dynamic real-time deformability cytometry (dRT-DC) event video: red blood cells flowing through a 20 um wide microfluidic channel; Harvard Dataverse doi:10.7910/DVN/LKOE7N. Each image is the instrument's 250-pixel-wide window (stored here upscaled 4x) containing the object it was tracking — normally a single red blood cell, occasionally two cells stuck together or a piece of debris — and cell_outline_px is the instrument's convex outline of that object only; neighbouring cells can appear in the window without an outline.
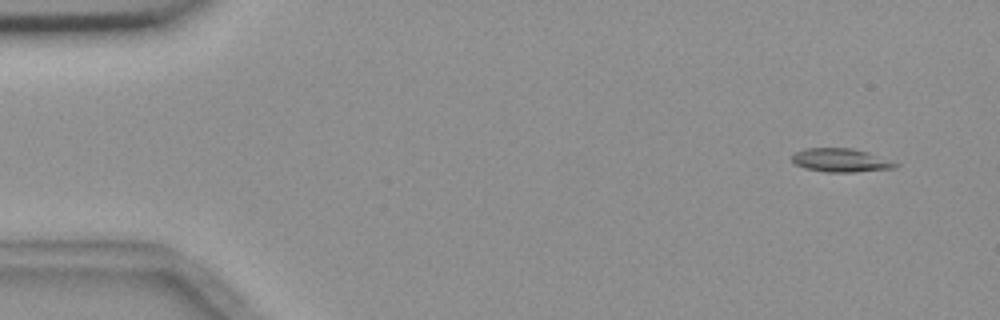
{"species": "common noctule bat (a hibernating species)", "species_latin": "Nyctalus noctula", "temperature_condition": "room temperature", "stored_images_in_passage": 4, "camera_frame_rate_fps": 3000, "um_per_image_px": 0.085, "animal": {"sex": "female", "body_mass_g": 18.4}, "frame": {"image": 1, "passage_image": 1, "time_ms": 0.0, "image_size_px": [1000, 320], "cell_outline_px": [[900, 164], [896, 168], [856, 172], [828, 172], [804, 168], [796, 164], [792, 160], [792, 156], [796, 152], [804, 148], [852, 148], [868, 152]], "centroid_in_image_um": [71.48, 13.62], "position_along_channel_um": 13.5, "area_um2": 14.16}}
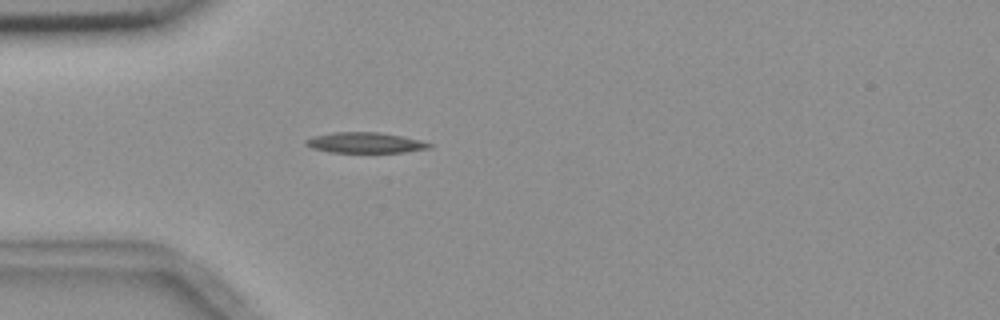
{"frame": {"image": 2, "passage_image": 4, "time_ms": 4.0, "image_size_px": [1000, 320], "cell_outline_px": [[432, 148], [404, 152], [332, 152], [312, 148], [304, 144], [304, 140], [312, 136], [332, 132], [380, 132], [420, 140], [432, 144]], "centroid_in_image_um": [31.01, 12.12], "position_along_channel_um": 54.0, "area_um2": 14.8}}